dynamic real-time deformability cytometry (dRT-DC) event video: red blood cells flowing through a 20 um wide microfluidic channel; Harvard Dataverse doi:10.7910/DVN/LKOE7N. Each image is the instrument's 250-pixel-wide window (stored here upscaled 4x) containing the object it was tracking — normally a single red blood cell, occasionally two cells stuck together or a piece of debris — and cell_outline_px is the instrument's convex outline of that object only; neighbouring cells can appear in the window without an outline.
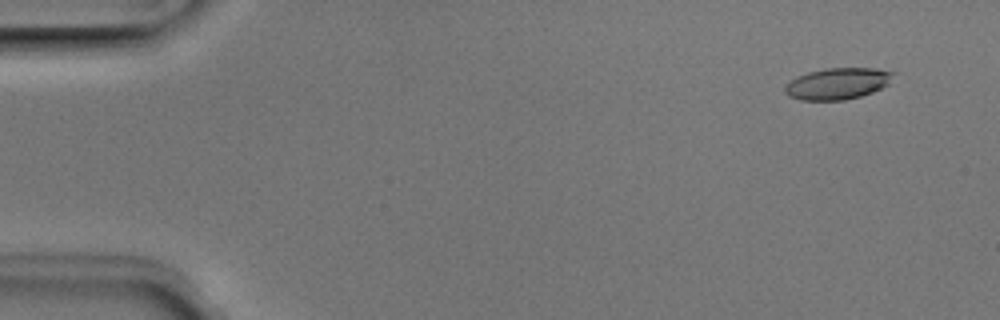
{"species": "Egyptian fruit bat (a non-hibernating species)", "species_latin": "Rousettus aegyptiacus", "temperature_condition": "room temperature", "stored_images_in_passage": 4, "camera_frame_rate_fps": 3000, "um_per_image_px": 0.085, "animal": {"sex": "male"}, "frame": {"image": 1, "passage_image": 2, "time_ms": 0.333, "image_size_px": [1000, 320], "cell_outline_px": [[896, 72], [888, 84], [872, 92], [860, 96], [844, 100], [800, 100], [788, 96], [784, 92], [784, 88], [792, 80], [808, 72], [824, 68], [876, 68]], "centroid_in_image_um": [71.21, 7.1], "position_along_channel_um": 13.8, "area_um2": 19.77}}
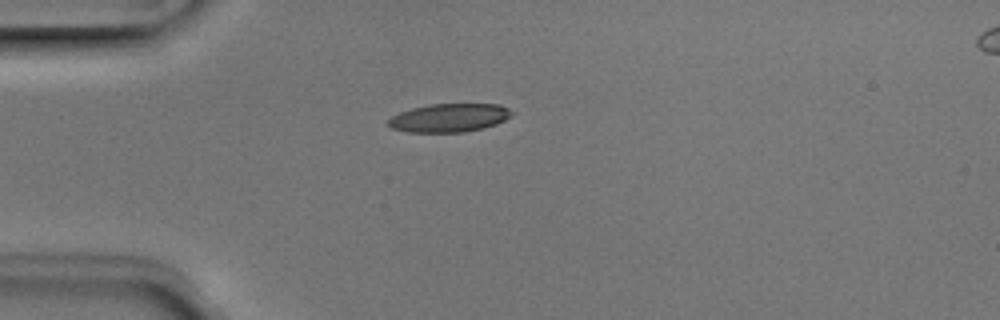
{"frame": {"image": 2, "passage_image": 4, "time_ms": 1.0, "image_size_px": [1000, 320], "cell_outline_px": [[512, 116], [496, 124], [484, 128], [464, 132], [408, 132], [392, 128], [388, 124], [388, 120], [392, 116], [400, 112], [412, 108], [428, 104], [500, 104], [508, 108], [512, 112]], "centroid_in_image_um": [38.2, 10.01], "position_along_channel_um": 46.8, "area_um2": 20.46}}